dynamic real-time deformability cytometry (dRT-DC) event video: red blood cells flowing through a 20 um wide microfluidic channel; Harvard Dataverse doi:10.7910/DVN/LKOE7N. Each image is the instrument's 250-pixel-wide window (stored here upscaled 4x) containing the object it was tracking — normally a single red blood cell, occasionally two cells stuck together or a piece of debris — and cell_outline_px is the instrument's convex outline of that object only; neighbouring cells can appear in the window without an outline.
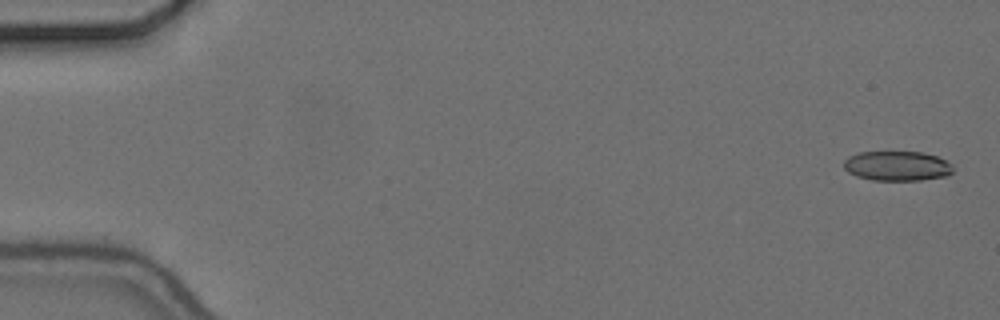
{"species": "common noctule bat (a hibernating species)", "species_latin": "Nyctalus noctula", "temperature_condition": "cold", "stored_images_in_passage": 12, "camera_frame_rate_fps": 3000, "um_per_image_px": 0.085, "animal": {"sex": "female", "body_mass_g": 24.6, "forearm_length_mm": 56.2}, "frame": {"image": 1, "passage_image": 2, "time_ms": 0.333, "image_size_px": [1000, 320], "cell_outline_px": [[952, 172], [948, 176], [920, 180], [872, 180], [856, 176], [848, 172], [844, 168], [844, 160], [848, 156], [860, 152], [924, 152], [936, 156], [952, 164]], "centroid_in_image_um": [76.25, 14.11], "position_along_channel_um": 8.8, "area_um2": 18.96}}